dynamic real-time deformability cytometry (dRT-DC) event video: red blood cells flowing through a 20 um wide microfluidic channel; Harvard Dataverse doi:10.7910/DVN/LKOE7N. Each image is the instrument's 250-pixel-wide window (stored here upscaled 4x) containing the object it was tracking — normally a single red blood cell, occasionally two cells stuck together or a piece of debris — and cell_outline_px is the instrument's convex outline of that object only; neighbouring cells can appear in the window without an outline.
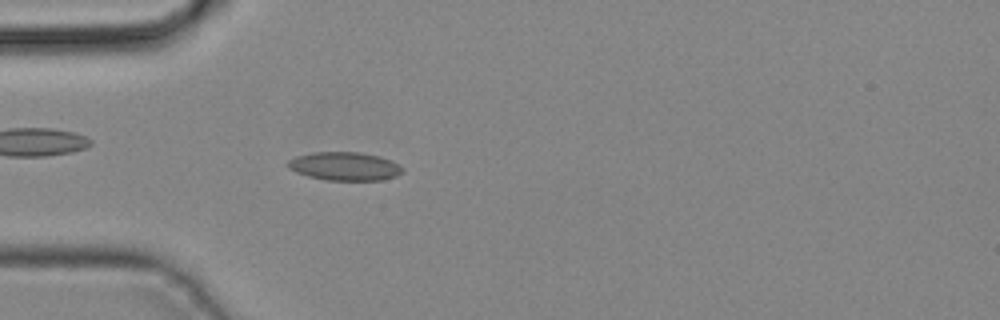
{"species": "common noctule bat (a hibernating species)", "species_latin": "Nyctalus noctula", "temperature_condition": "cold", "stored_images_in_passage": 42, "camera_frame_rate_fps": 3000, "um_per_image_px": 0.085, "animal": {"sex": "male", "body_mass_g": 19.2, "forearm_length_mm": 51.8}, "frame": {"image": 1, "passage_image": 12, "time_ms": 3.667, "image_size_px": [1000, 320], "cell_outline_px": [[404, 172], [396, 176], [380, 180], [328, 180], [308, 176], [296, 172], [288, 168], [284, 164], [288, 160], [296, 156], [312, 152], [360, 152], [380, 156], [404, 168]], "centroid_in_image_um": [29.25, 14.13], "position_along_channel_um": 55.7, "area_um2": 19.02}}
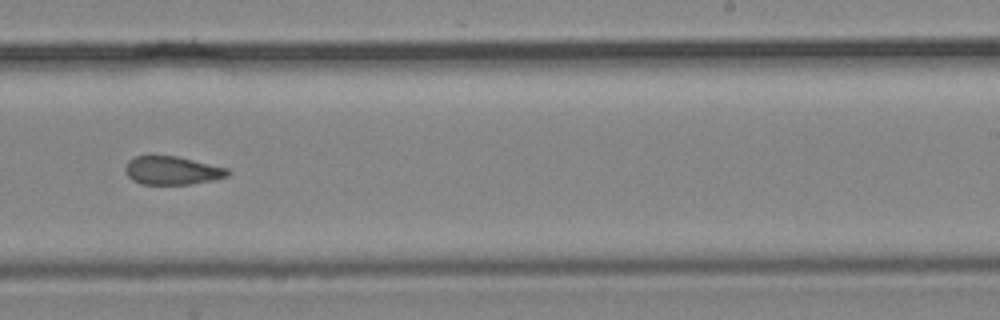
{"frame": {"image": 2, "passage_image": 26, "time_ms": 8.333, "image_size_px": [1000, 320], "cell_outline_px": [[232, 172], [228, 176], [212, 180], [192, 184], [140, 184], [132, 180], [124, 172], [124, 168], [128, 160], [136, 156], [176, 156], [228, 168]], "centroid_in_image_um": [14.62, 14.5], "position_along_channel_um": 274.4, "area_um2": 16.99}}
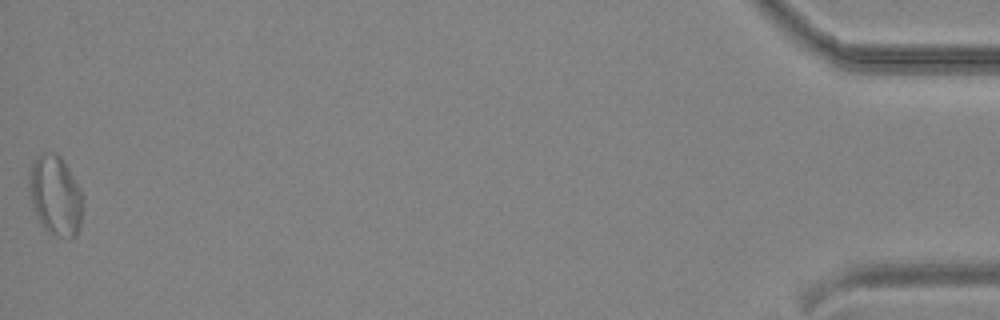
{"frame": {"image": 3, "passage_image": 42, "time_ms": 13.667, "image_size_px": [1000, 320], "cell_outline_px": [[84, 204], [80, 224], [76, 236], [68, 240], [48, 232], [44, 228], [32, 204], [28, 188], [28, 172], [36, 156], [44, 152], [52, 152], [60, 156], [64, 160], [80, 188], [84, 196]], "centroid_in_image_um": [4.73, 16.61], "position_along_channel_um": 430.5, "area_um2": 25.43}}